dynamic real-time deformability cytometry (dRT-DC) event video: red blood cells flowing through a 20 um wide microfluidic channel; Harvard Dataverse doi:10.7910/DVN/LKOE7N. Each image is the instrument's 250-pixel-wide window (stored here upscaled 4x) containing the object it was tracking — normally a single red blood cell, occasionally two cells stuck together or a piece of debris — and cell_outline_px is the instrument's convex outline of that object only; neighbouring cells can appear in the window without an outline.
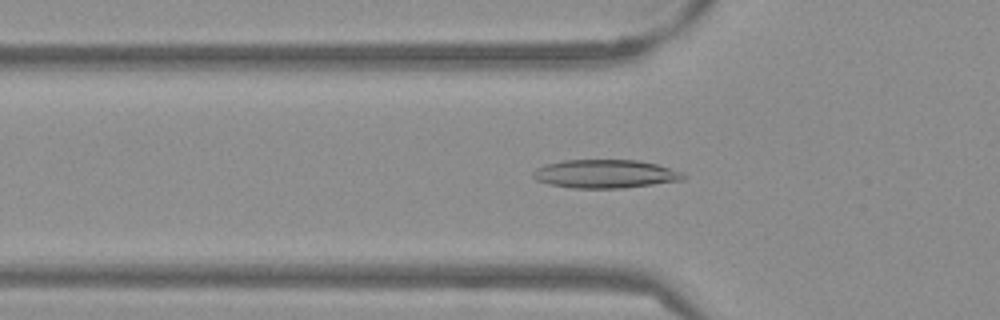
{"species": "Egyptian fruit bat (a non-hibernating species)", "species_latin": "Rousettus aegyptiacus", "temperature_condition": "warm", "stored_images_in_passage": 52, "camera_frame_rate_fps": 3000, "um_per_image_px": 0.085, "frame": {"image": 1, "passage_image": 17, "time_ms": 5.333, "image_size_px": [1000, 320], "cell_outline_px": [[688, 176], [684, 180], [624, 188], [572, 188], [548, 184], [536, 180], [532, 176], [532, 172], [536, 168], [548, 164], [564, 160], [636, 160], [656, 164], [680, 172]], "centroid_in_image_um": [51.43, 14.79], "position_along_channel_um": 74.4, "area_um2": 24.85}}
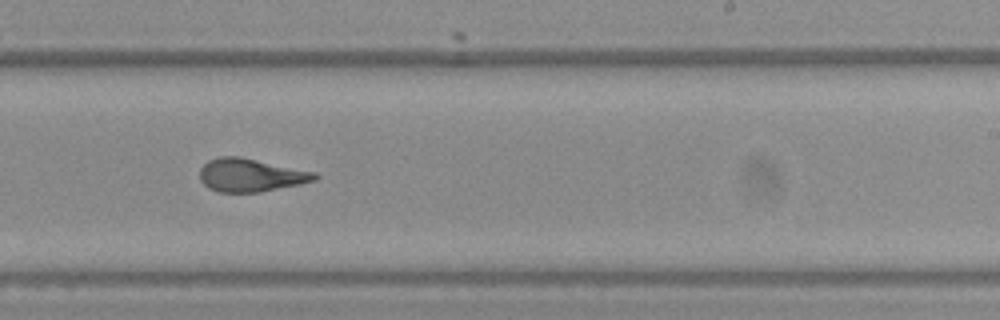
{"frame": {"image": 2, "passage_image": 32, "time_ms": 10.333, "image_size_px": [1000, 320], "cell_outline_px": [[320, 176], [316, 180], [300, 184], [260, 192], [220, 192], [208, 188], [200, 180], [200, 168], [208, 160], [220, 156], [240, 156], [316, 172]], "centroid_in_image_um": [21.31, 14.88], "position_along_channel_um": 267.7, "area_um2": 22.31}}
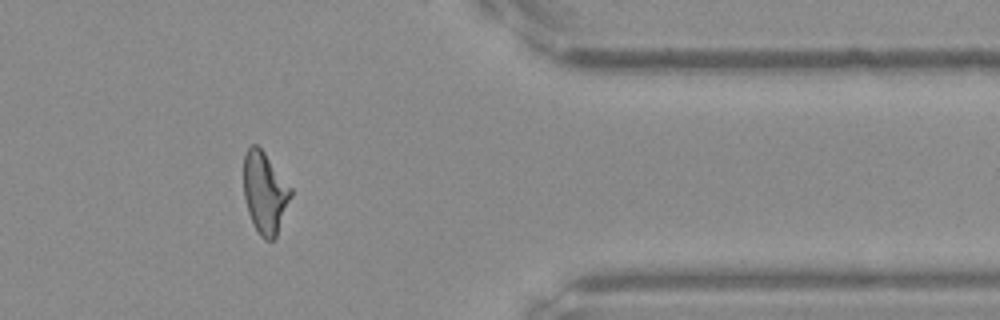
{"frame": {"image": 3, "passage_image": 43, "time_ms": 14.0, "image_size_px": [1000, 320], "cell_outline_px": [[292, 196], [276, 236], [272, 240], [264, 240], [260, 236], [252, 224], [248, 212], [244, 196], [244, 156], [248, 148], [252, 144], [256, 144], [264, 152], [292, 188]], "centroid_in_image_um": [22.51, 16.4], "position_along_channel_um": 388.9, "area_um2": 22.37}, "authors_computed_cell_mechanics": {"area_um2": 23.0044, "velocity_mm_per_s": 3.843, "shape_relaxation_time_tau1_ms": 8.8755, "shape_relaxation_time_tau2_ms": 1.2861, "deformation_change_tau1": 0.2617, "deformation_change_tau2": 0.0964}}